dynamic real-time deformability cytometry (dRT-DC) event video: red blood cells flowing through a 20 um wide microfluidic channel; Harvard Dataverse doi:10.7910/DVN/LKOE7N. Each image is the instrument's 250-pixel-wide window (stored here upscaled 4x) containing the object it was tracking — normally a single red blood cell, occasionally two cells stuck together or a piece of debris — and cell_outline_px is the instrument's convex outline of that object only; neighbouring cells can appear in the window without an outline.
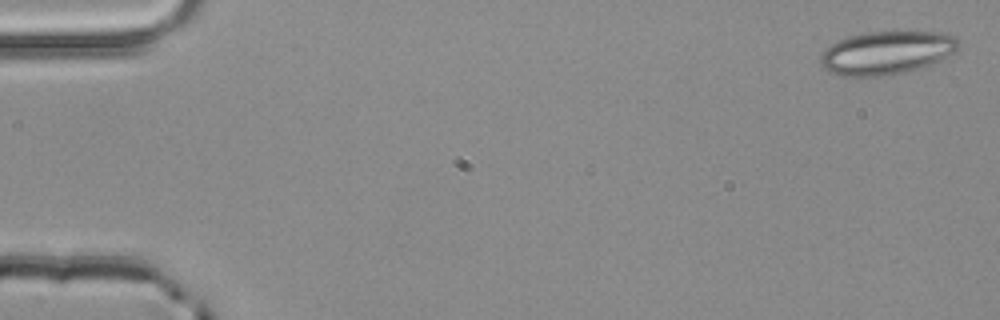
{"species": "common noctule bat (a hibernating species)", "species_latin": "Nyctalus noctula", "temperature_condition": "room temperature", "stored_images_in_passage": 4, "camera_frame_rate_fps": 3000, "um_per_image_px": 0.085, "animal": {"sex": "male", "body_mass_g": 20.4}, "frame": {"image": 1, "passage_image": 1, "time_ms": 0.0, "image_size_px": [1000, 320], "cell_outline_px": [[960, 48], [928, 64], [904, 72], [876, 76], [840, 76], [828, 72], [820, 64], [820, 56], [836, 40], [848, 36], [864, 32], [948, 32], [956, 36], [960, 40]], "centroid_in_image_um": [75.34, 4.46], "position_along_channel_um": 9.7, "area_um2": 34.56}}
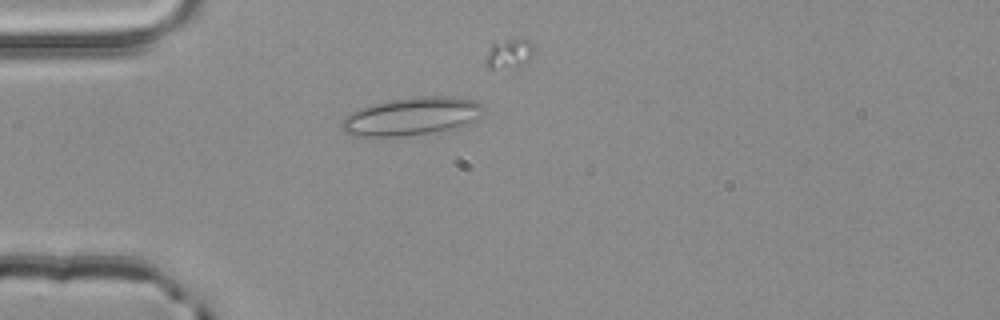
{"frame": {"image": 2, "passage_image": 4, "time_ms": 1.0, "image_size_px": [1000, 320], "cell_outline_px": [[484, 116], [464, 124], [448, 128], [428, 132], [400, 136], [352, 136], [344, 132], [340, 124], [340, 120], [344, 116], [360, 108], [372, 104], [392, 100], [420, 96], [452, 96], [476, 100], [484, 104]], "centroid_in_image_um": [34.98, 9.87], "position_along_channel_um": 50.0, "area_um2": 31.21}}